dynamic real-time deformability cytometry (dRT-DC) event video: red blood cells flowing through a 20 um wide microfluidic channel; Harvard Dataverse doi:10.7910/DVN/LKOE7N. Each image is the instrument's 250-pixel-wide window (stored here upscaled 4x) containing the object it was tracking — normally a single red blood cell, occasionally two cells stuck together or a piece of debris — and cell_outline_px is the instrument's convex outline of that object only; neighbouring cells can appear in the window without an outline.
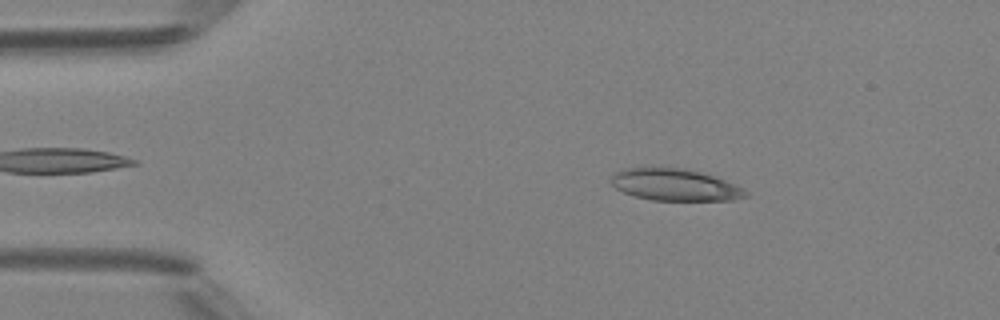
{"species": "Egyptian fruit bat (a non-hibernating species)", "species_latin": "Rousettus aegyptiacus", "temperature_condition": "room temperature", "stored_images_in_passage": 41, "camera_frame_rate_fps": 3000, "um_per_image_px": 0.085, "animal": {"sex": "female"}, "frame": {"image": 1, "passage_image": 8, "time_ms": 2.333, "image_size_px": [1000, 320], "cell_outline_px": [[748, 196], [732, 200], [652, 200], [636, 196], [624, 192], [616, 188], [612, 184], [612, 176], [616, 172], [624, 168], [684, 168], [716, 176], [744, 188], [748, 192]], "centroid_in_image_um": [57.42, 15.71], "position_along_channel_um": 27.6, "area_um2": 24.8}}
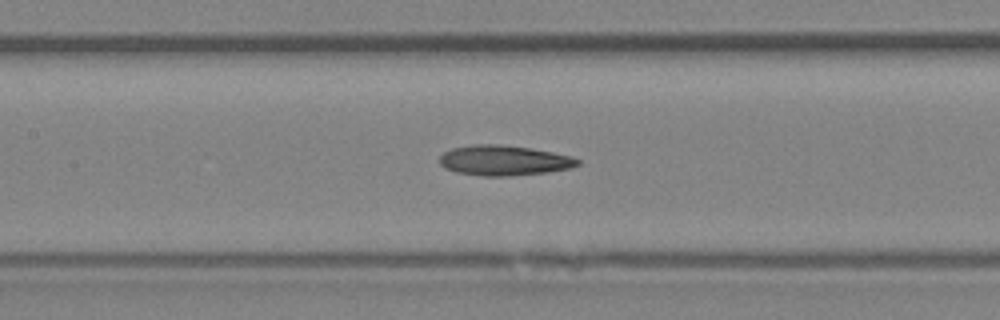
{"frame": {"image": 2, "passage_image": 22, "time_ms": 7.0, "image_size_px": [1000, 320], "cell_outline_px": [[580, 164], [572, 168], [548, 172], [512, 176], [484, 176], [456, 172], [444, 168], [440, 164], [440, 156], [444, 152], [452, 148], [472, 144], [500, 144], [528, 148], [552, 152], [568, 156], [580, 160]], "centroid_in_image_um": [42.82, 13.64], "position_along_channel_um": 164.6, "area_um2": 24.28}}
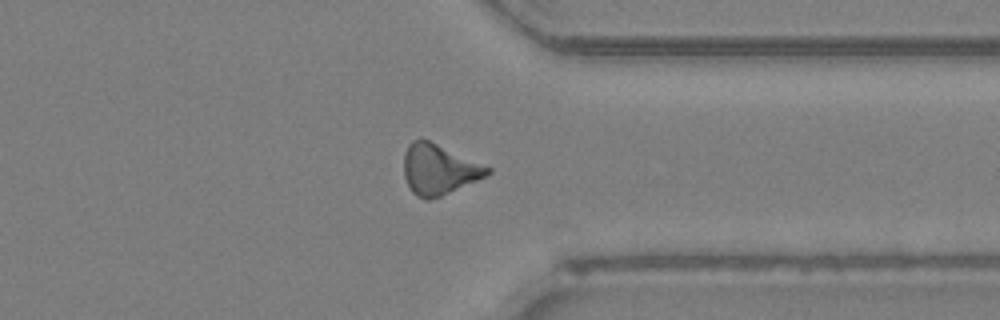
{"frame": {"image": 3, "passage_image": 37, "time_ms": 12.0, "image_size_px": [1000, 320], "cell_outline_px": [[492, 172], [476, 180], [440, 196], [428, 200], [424, 200], [416, 196], [412, 192], [404, 176], [404, 152], [408, 144], [412, 140], [428, 140], [492, 168]], "centroid_in_image_um": [37.27, 14.4], "position_along_channel_um": 374.1, "area_um2": 24.1}, "authors_computed_cell_mechanics": {"area_um2": 24.1026, "velocity_mm_per_s": 4.2677, "shape_relaxation_time_tau1_ms": null, "shape_relaxation_time_tau2_ms": 6.1231, "deformation_change_tau1": null, "deformation_change_tau2": 0.1928}}